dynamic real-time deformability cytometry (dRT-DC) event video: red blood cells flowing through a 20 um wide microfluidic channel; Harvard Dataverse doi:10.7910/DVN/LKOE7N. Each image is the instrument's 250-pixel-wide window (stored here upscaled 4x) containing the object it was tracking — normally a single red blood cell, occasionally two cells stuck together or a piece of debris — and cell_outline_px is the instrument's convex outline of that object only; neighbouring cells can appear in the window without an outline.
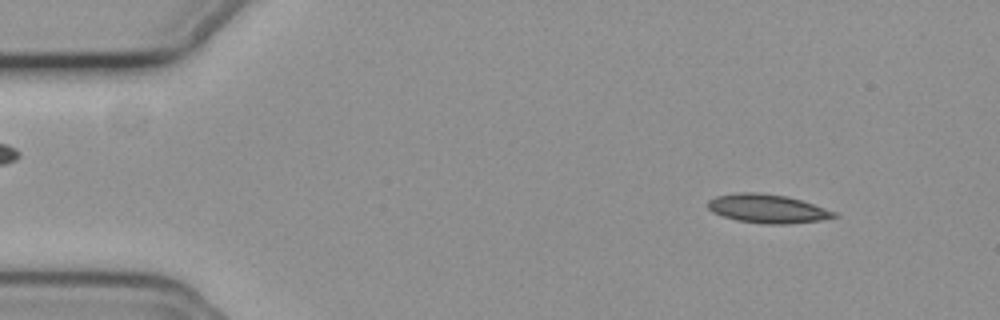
{"species": "common noctule bat (a hibernating species)", "species_latin": "Nyctalus noctula", "temperature_condition": "cold", "stored_images_in_passage": 54, "camera_frame_rate_fps": 3000, "um_per_image_px": 0.085, "animal": {"sex": "female", "body_mass_g": 19.3, "forearm_length_mm": 54.1}, "frame": {"image": 1, "passage_image": 5, "time_ms": 1.333, "image_size_px": [1000, 320], "cell_outline_px": [[840, 216], [820, 220], [784, 224], [764, 224], [736, 220], [712, 212], [708, 208], [708, 200], [716, 196], [740, 192], [756, 192], [788, 196], [836, 212]], "centroid_in_image_um": [65.22, 17.73], "position_along_channel_um": 19.8, "area_um2": 20.98}}
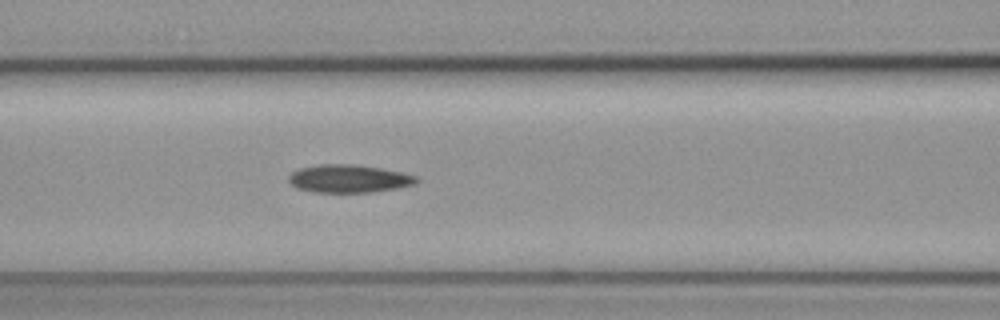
{"frame": {"image": 2, "passage_image": 22, "time_ms": 7.0, "image_size_px": [1000, 320], "cell_outline_px": [[420, 180], [416, 184], [396, 188], [372, 192], [316, 192], [296, 188], [288, 180], [288, 176], [292, 172], [300, 168], [320, 164], [356, 164], [380, 168], [400, 172], [416, 176]], "centroid_in_image_um": [29.65, 15.18], "position_along_channel_um": 137.0, "area_um2": 20.75}}
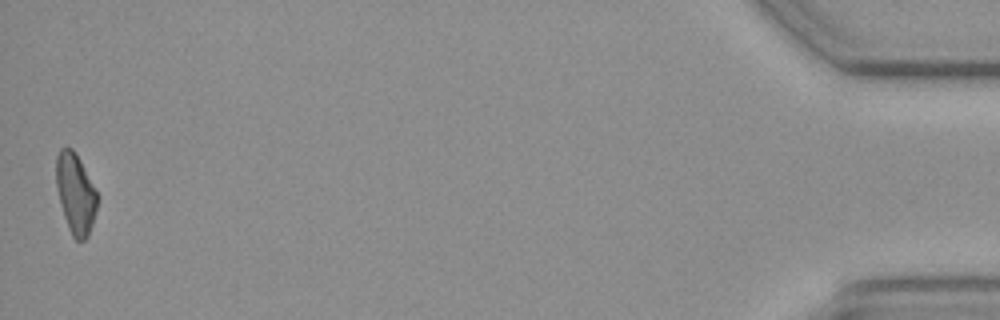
{"frame": {"image": 3, "passage_image": 54, "time_ms": 17.667, "image_size_px": [1000, 320], "cell_outline_px": [[96, 208], [92, 224], [88, 236], [84, 240], [76, 240], [72, 236], [68, 228], [60, 204], [56, 184], [56, 156], [60, 148], [72, 148], [76, 152], [96, 192]], "centroid_in_image_um": [6.39, 16.45], "position_along_channel_um": 428.8, "area_um2": 18.9}, "authors_computed_cell_mechanics": {"area_um2": 20.5479, "velocity_mm_per_s": 3.6943, "shape_relaxation_time_tau1_ms": 7.9278, "shape_relaxation_time_tau2_ms": null, "deformation_change_tau1": 0.1196, "deformation_change_tau2": null}}